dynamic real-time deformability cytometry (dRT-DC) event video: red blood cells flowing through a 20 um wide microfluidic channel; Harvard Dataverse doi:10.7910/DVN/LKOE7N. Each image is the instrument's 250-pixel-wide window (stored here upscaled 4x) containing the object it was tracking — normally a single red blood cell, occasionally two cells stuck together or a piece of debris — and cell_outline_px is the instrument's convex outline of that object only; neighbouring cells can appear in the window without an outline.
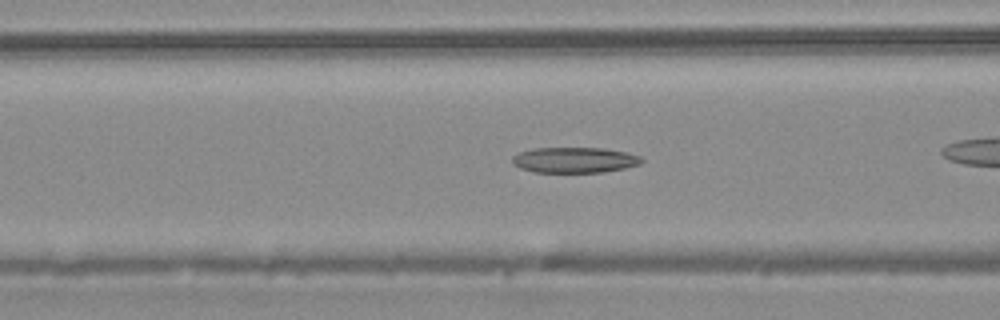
{"species": "common noctule bat (a hibernating species)", "species_latin": "Nyctalus noctula", "temperature_condition": "warm", "stored_images_in_passage": 28, "camera_frame_rate_fps": 3000, "um_per_image_px": 0.085, "animal": {"sex": "male", "body_mass_g": 20.4}, "frame": {"image": 1, "passage_image": 9, "time_ms": 2.667, "image_size_px": [1000, 320], "cell_outline_px": [[644, 160], [640, 164], [624, 168], [604, 172], [532, 172], [520, 168], [512, 164], [512, 156], [520, 152], [532, 148], [604, 148], [624, 152], [640, 156]], "centroid_in_image_um": [48.8, 13.6], "position_along_channel_um": 117.8, "area_um2": 19.31}}